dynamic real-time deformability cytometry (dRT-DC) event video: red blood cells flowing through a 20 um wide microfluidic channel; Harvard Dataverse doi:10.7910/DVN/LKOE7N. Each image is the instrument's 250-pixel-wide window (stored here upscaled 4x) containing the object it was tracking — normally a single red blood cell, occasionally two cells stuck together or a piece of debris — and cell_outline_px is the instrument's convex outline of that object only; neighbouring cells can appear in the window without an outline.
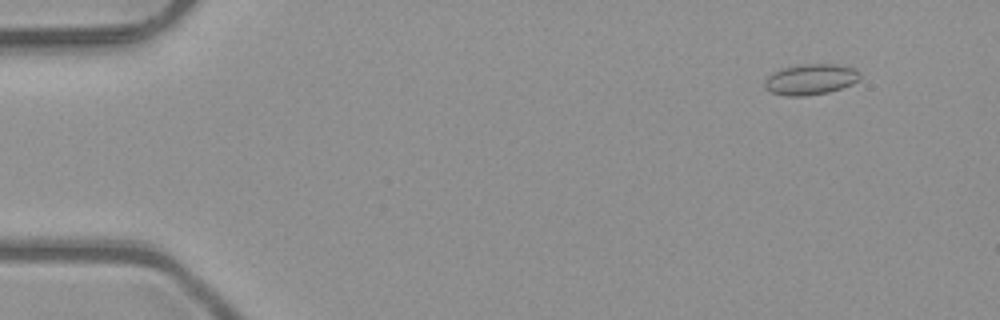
{"species": "common noctule bat (a hibernating species)", "species_latin": "Nyctalus noctula", "temperature_condition": "room temperature", "stored_images_in_passage": 5, "camera_frame_rate_fps": 3000, "um_per_image_px": 0.085, "animal": {"sex": "male", "body_mass_g": 23.1, "forearm_length_mm": 52.7}, "frame": {"image": 1, "passage_image": 2, "time_ms": 0.333, "image_size_px": [1000, 320], "cell_outline_px": [[860, 80], [852, 84], [828, 92], [804, 96], [784, 96], [772, 92], [764, 88], [764, 80], [772, 72], [784, 68], [800, 64], [836, 64], [856, 68], [860, 72]], "centroid_in_image_um": [68.91, 6.74], "position_along_channel_um": 16.1, "area_um2": 17.22}}
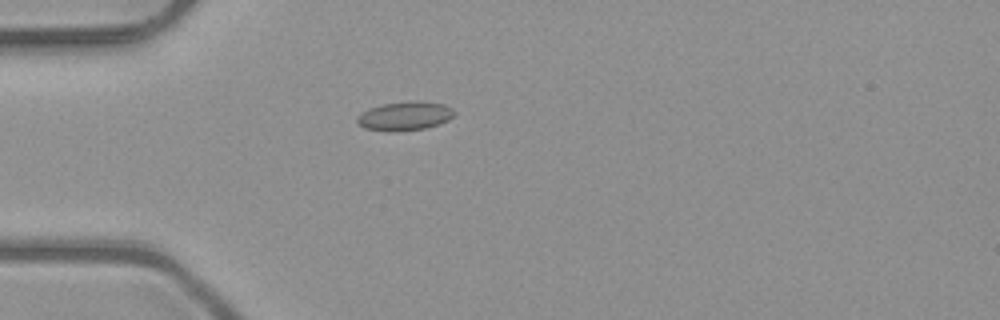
{"frame": {"image": 2, "passage_image": 5, "time_ms": 1.333, "image_size_px": [1000, 320], "cell_outline_px": [[456, 112], [448, 120], [424, 128], [392, 132], [388, 132], [364, 128], [356, 120], [356, 116], [360, 112], [384, 104], [412, 100], [444, 104], [452, 108]], "centroid_in_image_um": [34.38, 9.86], "position_along_channel_um": 50.6, "area_um2": 16.24}}